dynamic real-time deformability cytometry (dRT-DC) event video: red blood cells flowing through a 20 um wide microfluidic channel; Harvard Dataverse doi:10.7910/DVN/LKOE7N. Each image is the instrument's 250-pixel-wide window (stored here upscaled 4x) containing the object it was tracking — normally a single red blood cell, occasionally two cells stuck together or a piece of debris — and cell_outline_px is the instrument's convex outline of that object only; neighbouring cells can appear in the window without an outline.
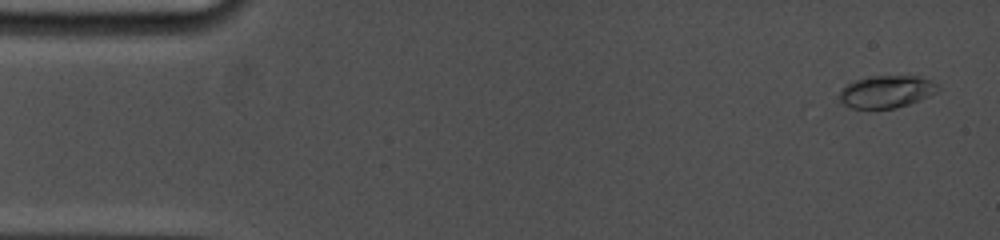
{"species": "common noctule bat (a hibernating species)", "species_latin": "Nyctalus noctula", "temperature_condition": "cold", "stored_images_in_passage": 24, "camera_frame_rate_fps": 5000, "um_per_image_px": 0.085, "animal": {"sex": "female", "body_mass_g": 19.0, "forearm_length_mm": 53.3}, "frame": {"image": 1, "passage_image": 1, "time_ms": 0.0, "image_size_px": [1000, 240], "cell_outline_px": [[940, 88], [936, 92], [908, 104], [896, 108], [852, 108], [840, 104], [840, 92], [848, 84], [856, 80], [868, 76], [920, 76], [936, 84]], "centroid_in_image_um": [75.32, 7.79], "position_along_channel_um": 9.7, "area_um2": 18.26}}
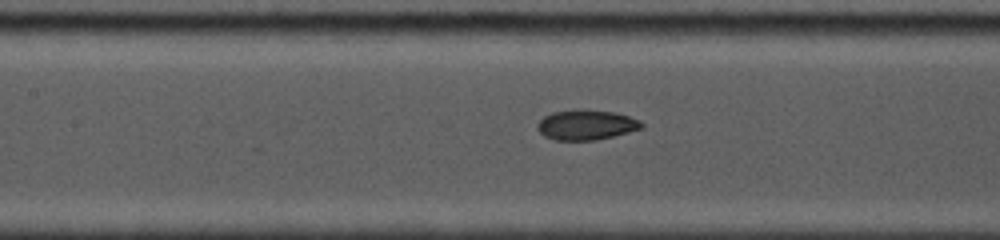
{"frame": {"image": 2, "passage_image": 18, "time_ms": 7.0, "image_size_px": [1000, 240], "cell_outline_px": [[644, 128], [596, 140], [552, 140], [544, 136], [536, 128], [536, 124], [544, 116], [552, 112], [616, 112], [640, 120], [644, 124]], "centroid_in_image_um": [49.83, 10.66], "position_along_channel_um": 157.6, "area_um2": 17.63}}
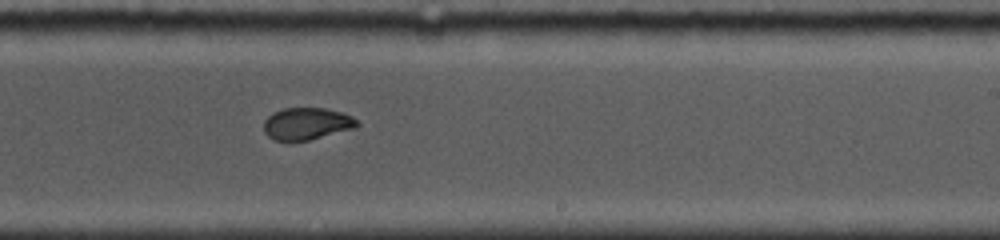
{"frame": {"image": 3, "passage_image": 24, "time_ms": 9.8, "image_size_px": [1000, 240], "cell_outline_px": [[360, 124], [356, 128], [308, 140], [276, 140], [268, 136], [264, 132], [264, 120], [272, 112], [284, 108], [324, 108], [344, 112], [352, 116]], "centroid_in_image_um": [26.09, 10.5], "position_along_channel_um": 262.9, "area_um2": 17.46}}